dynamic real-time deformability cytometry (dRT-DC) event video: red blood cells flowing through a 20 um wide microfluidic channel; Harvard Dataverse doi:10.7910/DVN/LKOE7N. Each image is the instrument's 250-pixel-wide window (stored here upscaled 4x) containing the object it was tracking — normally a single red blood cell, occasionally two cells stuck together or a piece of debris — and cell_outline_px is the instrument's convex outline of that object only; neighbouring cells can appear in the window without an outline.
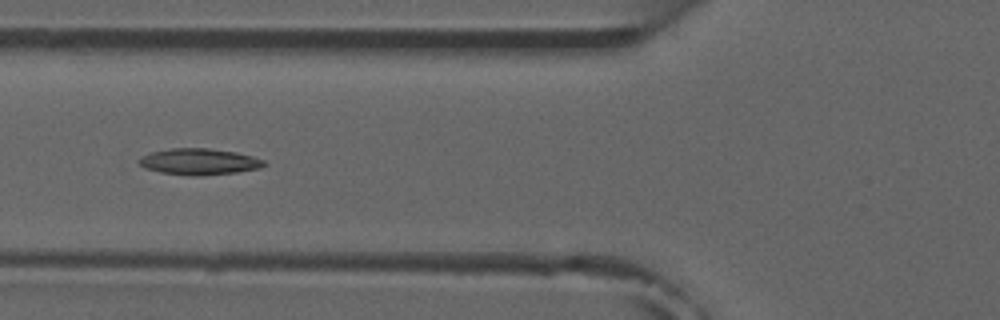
{"species": "common noctule bat (a hibernating species)", "species_latin": "Nyctalus noctula", "temperature_condition": "room temperature", "stored_images_in_passage": 2, "camera_frame_rate_fps": 3000, "um_per_image_px": 0.085, "animal": {"sex": "male", "forearm_length_mm": 52.5}, "frame": {"image": 1, "passage_image": 2, "time_ms": 1.0, "image_size_px": [1000, 320], "cell_outline_px": [[268, 164], [260, 168], [236, 172], [204, 176], [192, 176], [160, 172], [144, 168], [136, 160], [152, 152], [172, 148], [208, 148], [236, 152], [252, 156], [264, 160]], "centroid_in_image_um": [16.95, 13.75], "position_along_channel_um": 108.9, "area_um2": 19.19}}